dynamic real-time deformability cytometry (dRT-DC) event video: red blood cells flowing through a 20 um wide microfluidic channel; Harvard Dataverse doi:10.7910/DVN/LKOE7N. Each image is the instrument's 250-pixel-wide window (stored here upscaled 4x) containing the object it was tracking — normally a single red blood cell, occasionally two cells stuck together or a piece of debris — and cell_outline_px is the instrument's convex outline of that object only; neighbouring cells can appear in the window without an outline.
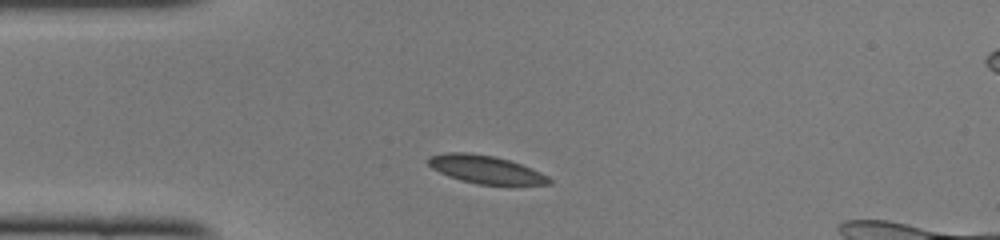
{"species": "common noctule bat (a hibernating species)", "species_latin": "Nyctalus noctula", "temperature_condition": "cold", "stored_images_in_passage": 39, "camera_frame_rate_fps": 3000, "um_per_image_px": 0.085, "animal": {"sex": "female", "body_mass_g": 22.0, "forearm_length_mm": 56.7}, "frame": {"image": 1, "passage_image": 1, "time_ms": 0.0, "image_size_px": [1000, 240], "cell_outline_px": [[552, 184], [512, 188], [476, 184], [460, 180], [448, 176], [432, 168], [428, 164], [428, 156], [444, 152], [468, 152], [496, 156], [520, 164], [540, 172], [548, 176], [552, 180]], "centroid_in_image_um": [41.37, 14.46], "position_along_channel_um": 43.6, "area_um2": 20.75}}
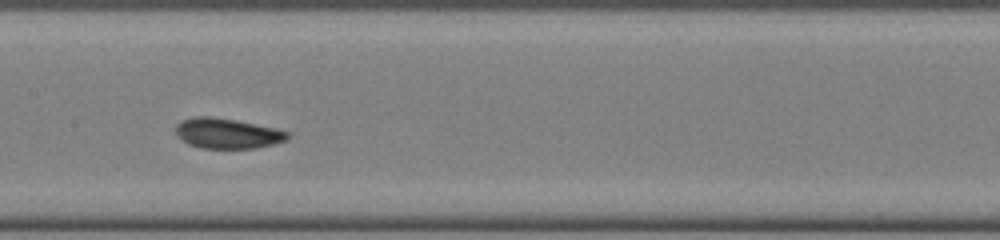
{"frame": {"image": 2, "passage_image": 13, "time_ms": 4.0, "image_size_px": [1000, 240], "cell_outline_px": [[288, 140], [256, 148], [200, 148], [188, 144], [180, 140], [176, 136], [176, 124], [180, 120], [192, 116], [208, 116], [236, 120], [276, 128], [288, 132]], "centroid_in_image_um": [19.26, 11.33], "position_along_channel_um": 188.1, "area_um2": 19.88}}
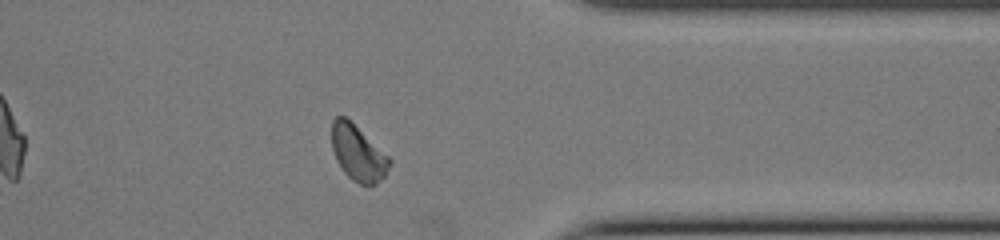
{"frame": {"image": 3, "passage_image": 28, "time_ms": 9.0, "image_size_px": [1000, 240], "cell_outline_px": [[392, 160], [384, 176], [376, 184], [360, 184], [352, 180], [344, 172], [336, 160], [332, 148], [332, 120], [336, 116], [344, 116], [388, 156]], "centroid_in_image_um": [30.4, 13.03], "position_along_channel_um": 381.0, "area_um2": 18.21}, "authors_computed_cell_mechanics": {"area_um2": 18.9584, "velocity_mm_per_s": 4.0569, "shape_relaxation_time_tau1_ms": 4.3608, "shape_relaxation_time_tau2_ms": 1.4353, "deformation_change_tau1": 0.0819, "deformation_change_tau2": 0.0382}}